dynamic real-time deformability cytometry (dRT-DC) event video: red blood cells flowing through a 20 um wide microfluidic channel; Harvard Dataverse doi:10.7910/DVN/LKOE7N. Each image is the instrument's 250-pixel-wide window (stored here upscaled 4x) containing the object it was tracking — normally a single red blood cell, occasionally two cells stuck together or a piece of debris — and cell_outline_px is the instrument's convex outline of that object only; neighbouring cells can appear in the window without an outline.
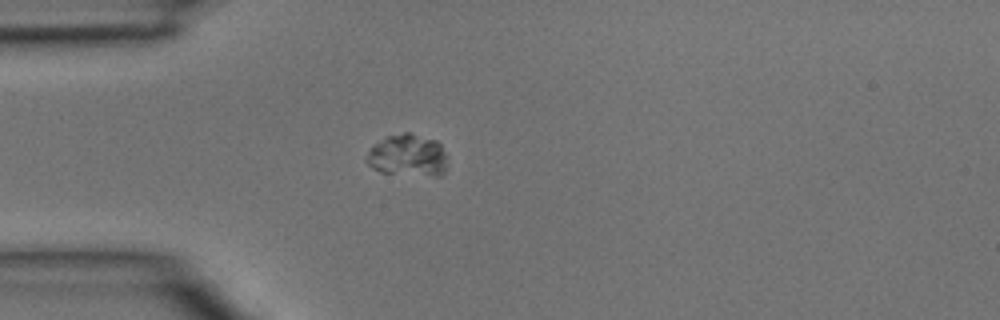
{"species": "common noctule bat (a hibernating species)", "species_latin": "Nyctalus noctula", "temperature_condition": "room temperature", "stored_images_in_passage": 1, "camera_frame_rate_fps": 3000, "um_per_image_px": 0.085, "animal": {"sex": "male", "body_mass_g": 15.6}, "frame": {"image": 1, "passage_image": 1, "time_ms": 0.0, "image_size_px": [1000, 320], "cell_outline_px": [[444, 172], [440, 176], [436, 176], [380, 172], [372, 168], [364, 160], [364, 156], [380, 140], [388, 136], [404, 132], [408, 132], [436, 140], [440, 144], [444, 152]], "centroid_in_image_um": [34.61, 13.21], "position_along_channel_um": 50.4, "area_um2": 19.54}}